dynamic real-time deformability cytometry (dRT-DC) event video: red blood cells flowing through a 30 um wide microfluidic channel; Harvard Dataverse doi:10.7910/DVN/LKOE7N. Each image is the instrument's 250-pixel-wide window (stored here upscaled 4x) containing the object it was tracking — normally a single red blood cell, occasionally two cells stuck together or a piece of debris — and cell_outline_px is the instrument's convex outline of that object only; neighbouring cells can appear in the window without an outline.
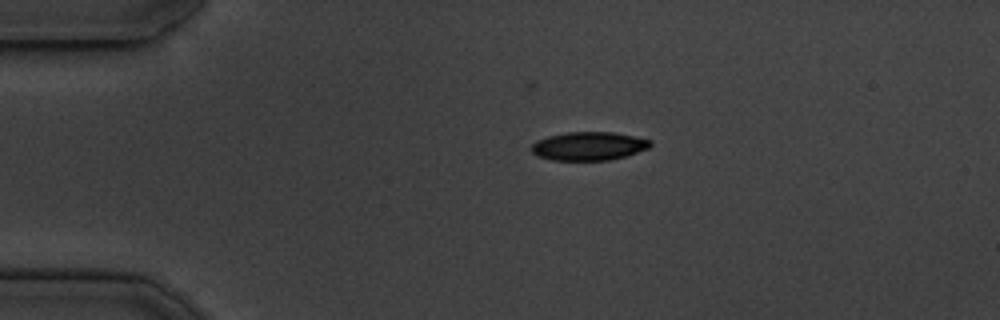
{"species": "common noctule bat (a hibernating species)", "species_latin": "Nyctalus noctula", "temperature_condition": "cold", "stored_images_in_passage": 44, "camera_frame_rate_fps": 3000, "um_per_image_px": 0.085, "animal": {"sex": "male", "body_mass_g": 19.5, "forearm_length_mm": 54.6}, "frame": {"image": 1, "passage_image": 1, "time_ms": 0.0, "image_size_px": [1000, 320], "cell_outline_px": [[652, 144], [648, 148], [624, 156], [608, 160], [552, 160], [536, 156], [532, 152], [532, 144], [536, 140], [548, 136], [568, 132], [612, 132], [652, 140]], "centroid_in_image_um": [50.01, 12.41], "position_along_channel_um": 35.0, "area_um2": 19.59}}
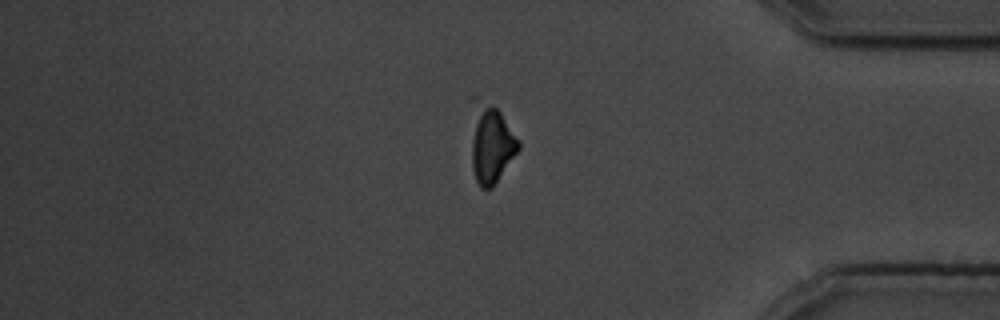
{"frame": {"image": 2, "passage_image": 35, "time_ms": 11.333, "image_size_px": [1000, 320], "cell_outline_px": [[520, 148], [492, 188], [480, 188], [476, 180], [472, 168], [468, 100], [472, 96], [476, 96], [496, 108], [500, 112], [520, 140]], "centroid_in_image_um": [41.65, 12.1], "position_along_channel_um": 393.6, "area_um2": 22.77}}
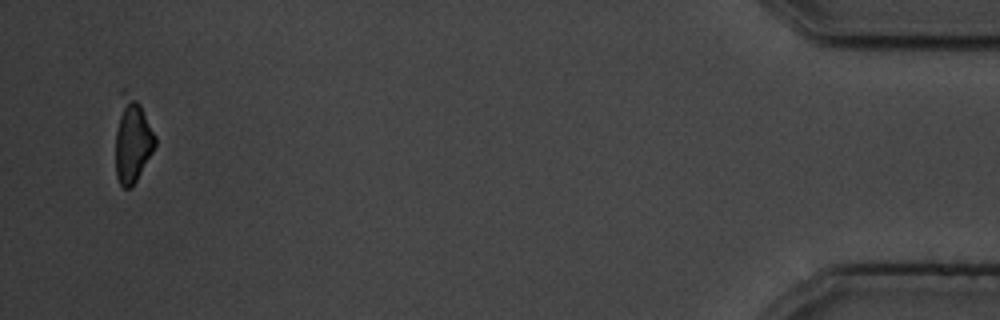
{"frame": {"image": 3, "passage_image": 42, "time_ms": 13.667, "image_size_px": [1000, 320], "cell_outline_px": [[156, 144], [152, 152], [132, 188], [124, 188], [120, 184], [116, 176], [116, 132], [120, 88], [128, 88], [140, 104], [156, 136]], "centroid_in_image_um": [11.23, 11.85], "position_along_channel_um": 424.0, "area_um2": 19.83}, "authors_computed_cell_mechanics": {"area_um2": 20.8658, "velocity_mm_per_s": 3.729, "shape_relaxation_time_tau1_ms": 2.558, "shape_relaxation_time_tau2_ms": null, "deformation_change_tau1": 0.1072, "deformation_change_tau2": null}}